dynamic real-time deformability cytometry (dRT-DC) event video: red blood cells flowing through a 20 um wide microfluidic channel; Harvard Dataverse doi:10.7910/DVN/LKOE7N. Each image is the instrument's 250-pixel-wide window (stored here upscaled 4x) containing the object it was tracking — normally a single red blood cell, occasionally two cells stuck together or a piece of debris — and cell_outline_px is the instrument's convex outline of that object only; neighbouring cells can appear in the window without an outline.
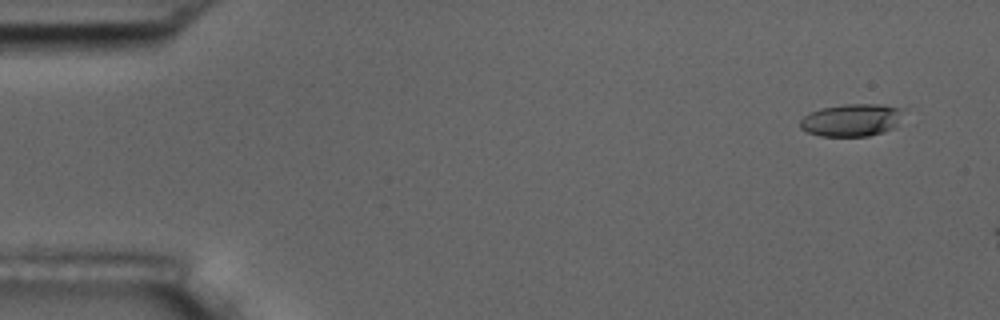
{"species": "common noctule bat (a hibernating species)", "species_latin": "Nyctalus noctula", "temperature_condition": "room temperature", "stored_images_in_passage": 17, "camera_frame_rate_fps": 3000, "um_per_image_px": 0.085, "animal": {"sex": "male", "body_mass_g": 17.5, "forearm_length_mm": 52.3}, "frame": {"image": 1, "passage_image": 3, "time_ms": 0.667, "image_size_px": [1000, 320], "cell_outline_px": [[904, 108], [896, 128], [884, 132], [868, 136], [820, 136], [808, 132], [800, 128], [800, 120], [808, 112], [820, 108], [844, 104], [884, 104]], "centroid_in_image_um": [72.4, 10.2], "position_along_channel_um": 12.6, "area_um2": 19.88}}
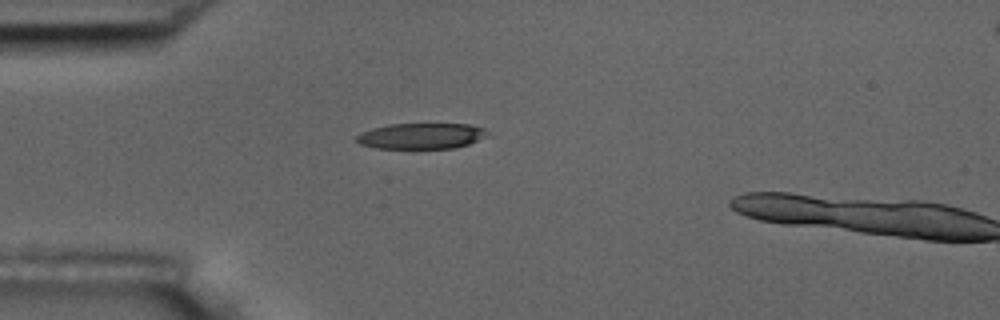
{"frame": {"image": 2, "passage_image": 15, "time_ms": 4.667, "image_size_px": [1000, 320], "cell_outline_px": [[492, 136], [468, 144], [452, 148], [376, 148], [360, 144], [356, 140], [356, 136], [360, 132], [372, 128], [388, 124], [472, 124], [484, 128]], "centroid_in_image_um": [35.85, 11.55], "position_along_channel_um": 49.1, "area_um2": 19.88}}